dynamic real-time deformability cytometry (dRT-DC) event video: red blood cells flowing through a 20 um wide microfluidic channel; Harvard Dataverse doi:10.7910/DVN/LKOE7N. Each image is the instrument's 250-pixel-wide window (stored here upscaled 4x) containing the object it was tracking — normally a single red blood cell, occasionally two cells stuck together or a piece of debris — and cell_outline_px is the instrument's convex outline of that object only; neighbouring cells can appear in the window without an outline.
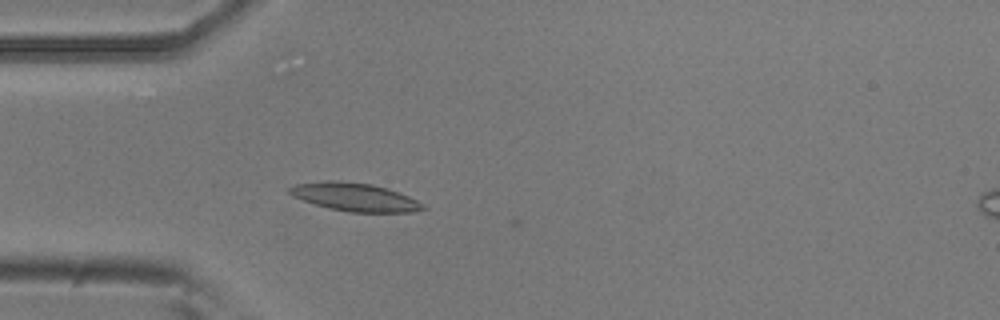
{"species": "common noctule bat (a hibernating species)", "species_latin": "Nyctalus noctula", "temperature_condition": "room temperature", "stored_images_in_passage": 5, "camera_frame_rate_fps": 3000, "um_per_image_px": 0.085, "animal": {"sex": "male", "body_mass_g": 20.5, "forearm_length_mm": 52.5}, "frame": {"image": 1, "passage_image": 2, "time_ms": 0.333, "image_size_px": [1000, 320], "cell_outline_px": [[428, 208], [412, 212], [348, 212], [328, 208], [292, 196], [288, 192], [288, 188], [292, 184], [324, 180], [332, 180], [372, 184], [388, 188], [408, 196], [424, 204]], "centroid_in_image_um": [30.14, 16.74], "position_along_channel_um": 54.9, "area_um2": 22.02}}